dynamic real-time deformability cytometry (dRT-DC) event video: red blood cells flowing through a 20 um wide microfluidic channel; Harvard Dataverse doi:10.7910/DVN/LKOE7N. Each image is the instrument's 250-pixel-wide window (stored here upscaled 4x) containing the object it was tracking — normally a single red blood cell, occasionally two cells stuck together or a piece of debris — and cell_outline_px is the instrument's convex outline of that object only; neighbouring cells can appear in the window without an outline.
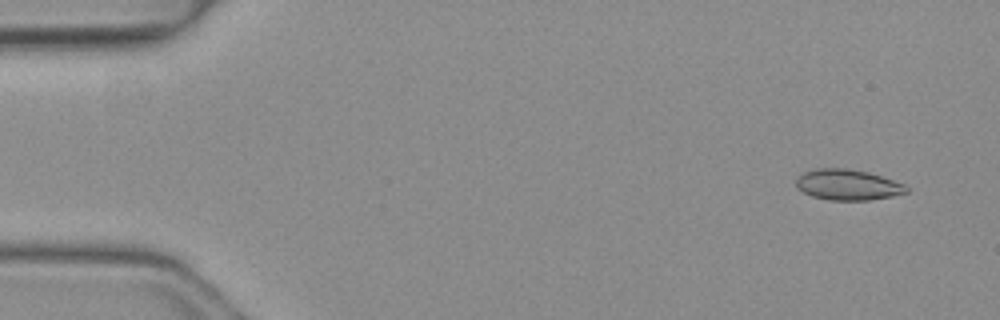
{"species": "common noctule bat (a hibernating species)", "species_latin": "Nyctalus noctula", "temperature_condition": "warm", "stored_images_in_passage": 7, "camera_frame_rate_fps": 3000, "um_per_image_px": 0.085, "animal": {"sex": "female", "body_mass_g": 19.3, "forearm_length_mm": 54.1}, "frame": {"image": 1, "passage_image": 3, "time_ms": 0.667, "image_size_px": [1000, 320], "cell_outline_px": [[908, 192], [892, 196], [868, 200], [828, 200], [812, 196], [796, 188], [796, 176], [804, 172], [816, 168], [848, 168], [868, 172], [904, 184], [908, 188]], "centroid_in_image_um": [72.02, 15.7], "position_along_channel_um": 13.0, "area_um2": 19.77}}